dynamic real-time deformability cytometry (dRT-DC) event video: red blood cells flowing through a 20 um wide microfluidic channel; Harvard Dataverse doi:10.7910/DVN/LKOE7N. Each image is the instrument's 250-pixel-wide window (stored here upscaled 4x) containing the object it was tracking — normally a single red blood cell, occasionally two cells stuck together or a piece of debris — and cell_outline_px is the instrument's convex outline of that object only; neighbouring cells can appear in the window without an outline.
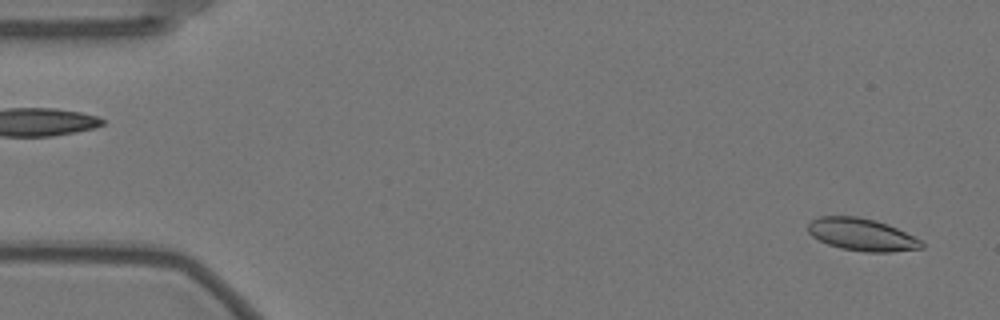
{"species": "Egyptian fruit bat (a non-hibernating species)", "species_latin": "Rousettus aegyptiacus", "temperature_condition": "warm", "stored_images_in_passage": 56, "camera_frame_rate_fps": 3000, "um_per_image_px": 0.085, "animal": {"sex": "female"}, "frame": {"image": 1, "passage_image": 2, "time_ms": 0.333, "image_size_px": [1000, 320], "cell_outline_px": [[924, 248], [892, 252], [864, 252], [840, 248], [828, 244], [812, 236], [808, 232], [808, 224], [812, 220], [820, 216], [856, 216], [876, 220], [888, 224], [920, 240], [924, 244]], "centroid_in_image_um": [73.25, 19.94], "position_along_channel_um": 11.8, "area_um2": 21.39}}
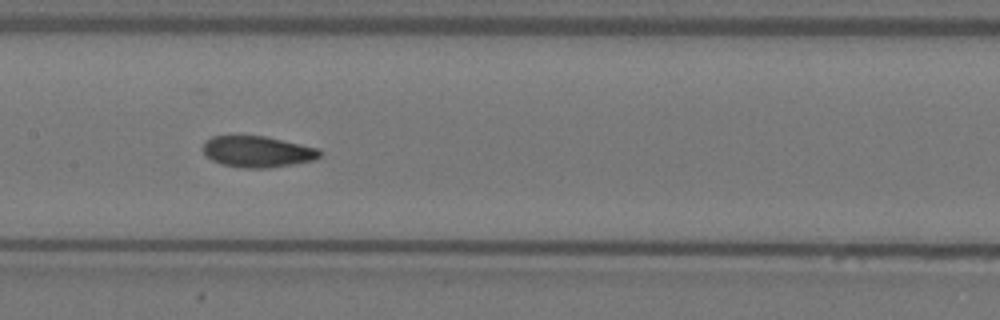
{"frame": {"image": 2, "passage_image": 27, "time_ms": 8.667, "image_size_px": [1000, 320], "cell_outline_px": [[324, 152], [316, 160], [268, 168], [240, 168], [220, 164], [212, 160], [204, 152], [204, 144], [212, 136], [264, 136], [320, 148]], "centroid_in_image_um": [21.95, 12.9], "position_along_channel_um": 185.5, "area_um2": 21.27}}
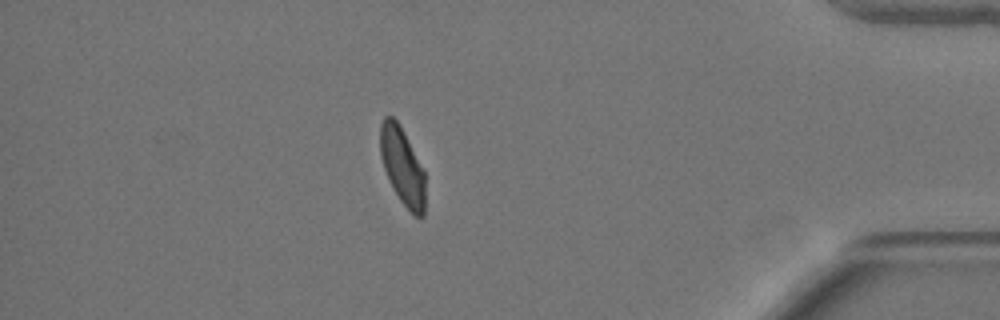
{"frame": {"image": 3, "passage_image": 49, "time_ms": 16.0, "image_size_px": [1000, 320], "cell_outline_px": [[424, 216], [416, 216], [400, 200], [384, 168], [380, 156], [380, 124], [384, 116], [392, 116], [400, 124], [424, 172]], "centroid_in_image_um": [34.18, 14.07], "position_along_channel_um": 401.0, "area_um2": 19.71}, "authors_computed_cell_mechanics": {"area_um2": 21.7328, "velocity_mm_per_s": 3.518, "shape_relaxation_time_tau1_ms": 7.3658, "shape_relaxation_time_tau2_ms": 1.6606, "deformation_change_tau1": 0.1669, "deformation_change_tau2": 0.0662}}